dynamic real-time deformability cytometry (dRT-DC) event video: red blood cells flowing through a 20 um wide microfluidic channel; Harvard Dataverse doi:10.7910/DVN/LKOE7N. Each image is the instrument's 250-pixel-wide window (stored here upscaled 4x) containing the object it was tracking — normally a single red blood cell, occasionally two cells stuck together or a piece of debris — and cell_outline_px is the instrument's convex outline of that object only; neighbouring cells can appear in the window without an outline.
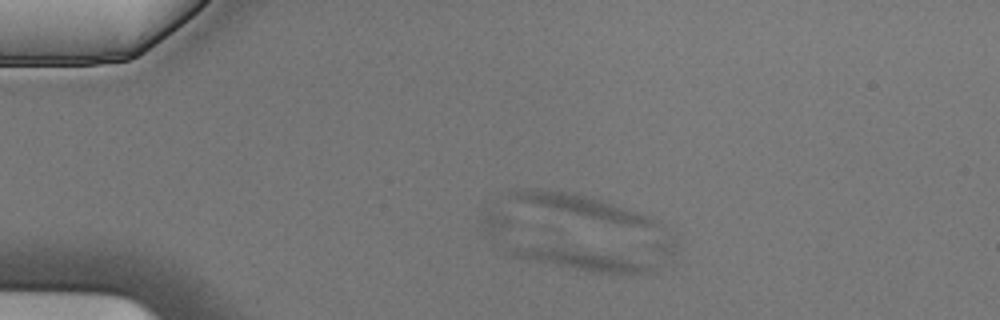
{"species": "Egyptian fruit bat (a non-hibernating species)", "species_latin": "Rousettus aegyptiacus", "temperature_condition": "cold", "stored_images_in_passage": 4, "camera_frame_rate_fps": 3000, "um_per_image_px": 0.085, "animal": {"sex": "male"}, "frame": {"image": 1, "passage_image": 1, "time_ms": 0.0, "image_size_px": [1000, 320], "cell_outline_px": [[652, 272], [644, 276], [616, 276], [588, 272], [520, 260], [508, 256], [504, 248], [548, 244], [552, 244], [616, 256], [644, 264], [652, 268]], "centroid_in_image_um": [49.2, 22.11], "position_along_channel_um": 35.8, "area_um2": 18.61}}